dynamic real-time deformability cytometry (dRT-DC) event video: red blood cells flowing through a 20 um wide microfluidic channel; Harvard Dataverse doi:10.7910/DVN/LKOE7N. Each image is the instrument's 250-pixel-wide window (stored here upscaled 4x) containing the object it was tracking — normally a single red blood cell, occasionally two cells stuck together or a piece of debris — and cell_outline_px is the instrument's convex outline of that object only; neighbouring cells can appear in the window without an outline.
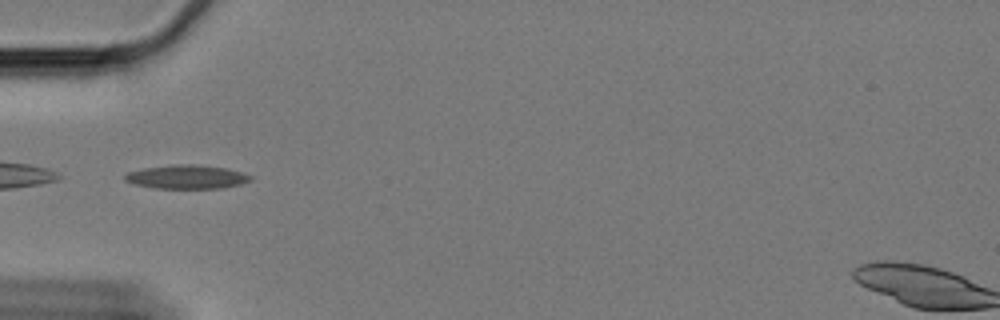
{"species": "Egyptian fruit bat (a non-hibernating species)", "species_latin": "Rousettus aegyptiacus", "temperature_condition": "cold", "stored_images_in_passage": 12, "camera_frame_rate_fps": 3000, "um_per_image_px": 0.085, "animal": {"sex": "female"}, "frame": {"image": 1, "passage_image": 1, "time_ms": 0.0, "image_size_px": [1000, 320], "cell_outline_px": [[252, 180], [240, 184], [224, 188], [156, 188], [132, 184], [124, 180], [124, 176], [128, 172], [144, 168], [180, 164], [192, 164], [228, 168], [252, 176]], "centroid_in_image_um": [15.87, 15.04], "position_along_channel_um": 69.1, "area_um2": 17.34}}
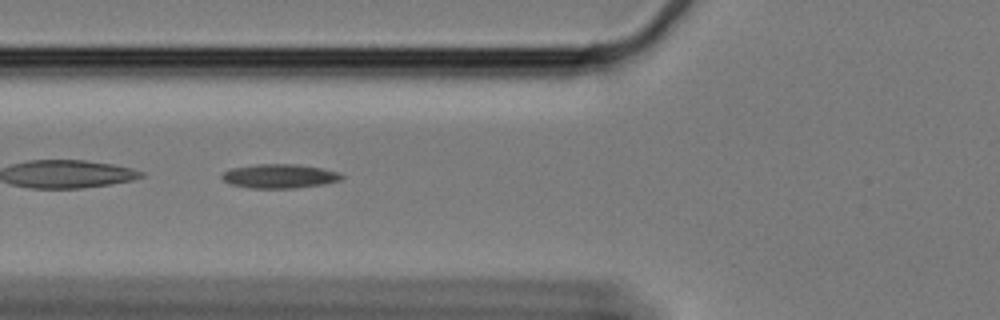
{"frame": {"image": 2, "passage_image": 4, "time_ms": 1.0, "image_size_px": [1000, 320], "cell_outline_px": [[344, 176], [340, 180], [324, 184], [296, 188], [248, 188], [232, 184], [224, 180], [220, 176], [224, 172], [232, 168], [256, 164], [296, 164], [320, 168], [340, 172]], "centroid_in_image_um": [23.77, 14.97], "position_along_channel_um": 102.0, "area_um2": 16.76}}
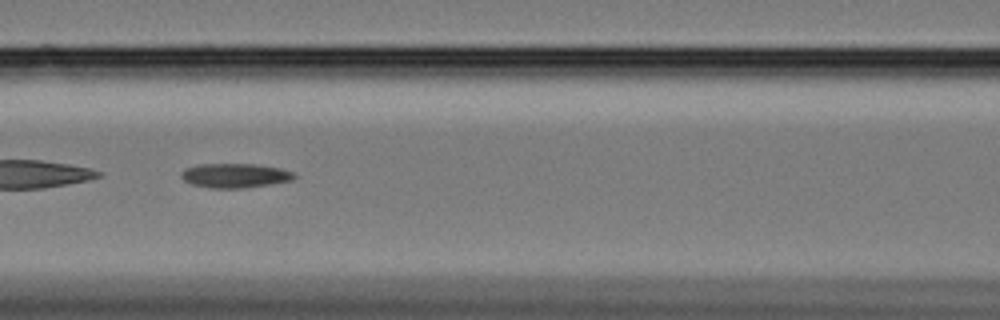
{"frame": {"image": 3, "passage_image": 8, "time_ms": 2.333, "image_size_px": [1000, 320], "cell_outline_px": [[296, 176], [292, 180], [244, 188], [212, 188], [192, 184], [184, 180], [180, 176], [180, 172], [184, 168], [200, 164], [252, 164], [280, 168], [292, 172]], "centroid_in_image_um": [19.92, 14.92], "position_along_channel_um": 146.7, "area_um2": 15.9}}